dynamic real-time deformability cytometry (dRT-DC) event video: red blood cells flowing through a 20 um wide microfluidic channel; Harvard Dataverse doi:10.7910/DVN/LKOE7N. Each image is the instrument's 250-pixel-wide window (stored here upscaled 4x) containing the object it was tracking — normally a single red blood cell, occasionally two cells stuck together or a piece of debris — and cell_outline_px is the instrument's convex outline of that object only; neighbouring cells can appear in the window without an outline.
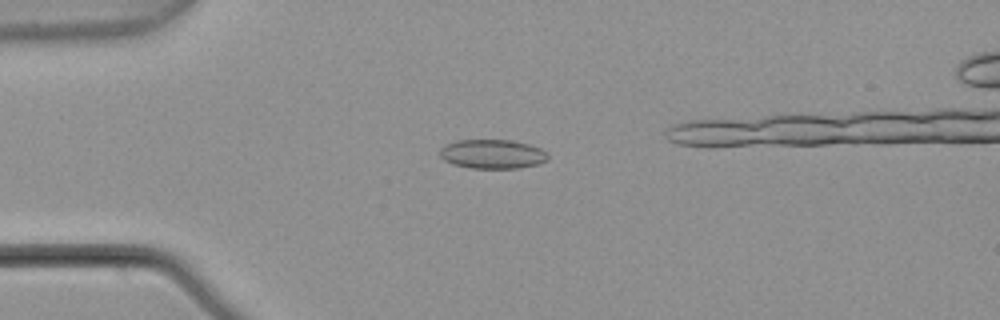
{"species": "common noctule bat (a hibernating species)", "species_latin": "Nyctalus noctula", "temperature_condition": "warm", "stored_images_in_passage": 6, "camera_frame_rate_fps": 3000, "um_per_image_px": 0.085, "animal": {"sex": "male", "body_mass_g": 21.5, "forearm_length_mm": 52.0}, "frame": {"image": 1, "passage_image": 4, "time_ms": 1.0, "image_size_px": [1000, 320], "cell_outline_px": [[548, 160], [536, 164], [516, 168], [472, 168], [452, 164], [444, 160], [440, 156], [440, 148], [456, 140], [512, 140], [528, 144], [540, 148], [548, 152]], "centroid_in_image_um": [41.86, 13.09], "position_along_channel_um": 43.1, "area_um2": 18.32}}